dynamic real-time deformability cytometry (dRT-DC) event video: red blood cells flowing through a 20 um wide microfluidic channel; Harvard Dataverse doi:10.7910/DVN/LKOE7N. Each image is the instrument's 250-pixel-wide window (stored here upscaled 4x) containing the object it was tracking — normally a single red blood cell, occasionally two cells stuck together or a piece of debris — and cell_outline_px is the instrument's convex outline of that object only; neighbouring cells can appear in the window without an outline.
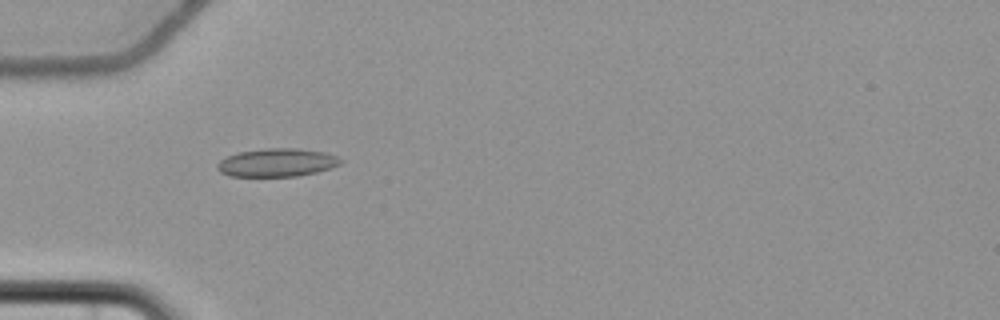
{"species": "common noctule bat (a hibernating species)", "species_latin": "Nyctalus noctula", "temperature_condition": "cold", "stored_images_in_passage": 6, "camera_frame_rate_fps": 3000, "um_per_image_px": 0.085, "animal": {"sex": "female", "body_mass_g": 22.7, "forearm_length_mm": 54.2}, "frame": {"image": 1, "passage_image": 5, "time_ms": 6.0, "image_size_px": [1000, 320], "cell_outline_px": [[344, 160], [340, 164], [332, 168], [316, 172], [296, 176], [232, 176], [220, 172], [216, 168], [216, 164], [220, 160], [228, 156], [240, 152], [268, 148], [296, 148], [324, 152], [336, 156]], "centroid_in_image_um": [23.56, 13.82], "position_along_channel_um": 61.4, "area_um2": 20.17}}
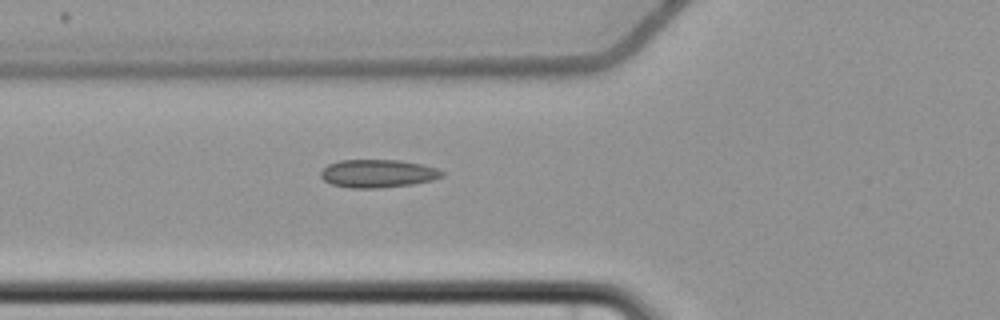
{"frame": {"image": 2, "passage_image": 6, "time_ms": 7.0, "image_size_px": [1000, 320], "cell_outline_px": [[444, 176], [432, 180], [412, 184], [380, 188], [348, 188], [332, 184], [324, 180], [320, 176], [320, 172], [328, 164], [340, 160], [400, 160], [420, 164], [436, 168], [444, 172]], "centroid_in_image_um": [32.1, 14.75], "position_along_channel_um": 93.7, "area_um2": 19.83}}